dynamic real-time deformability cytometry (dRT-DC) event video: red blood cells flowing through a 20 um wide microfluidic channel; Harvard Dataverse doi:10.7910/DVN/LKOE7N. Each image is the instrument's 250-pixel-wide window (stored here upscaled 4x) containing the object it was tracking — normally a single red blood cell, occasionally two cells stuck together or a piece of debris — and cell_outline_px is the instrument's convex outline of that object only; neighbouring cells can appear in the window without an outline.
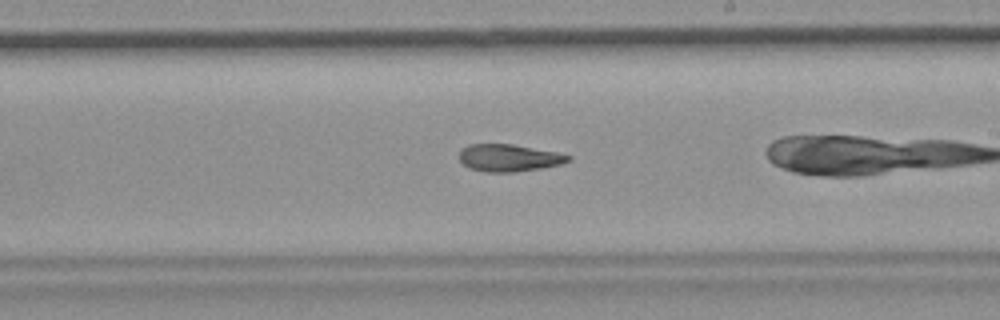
{"species": "common noctule bat (a hibernating species)", "species_latin": "Nyctalus noctula", "temperature_condition": "room temperature", "stored_images_in_passage": 40, "camera_frame_rate_fps": 3000, "um_per_image_px": 0.085, "animal": {"sex": "female", "body_mass_g": 19.9}, "frame": {"image": 1, "passage_image": 29, "time_ms": 9.333, "image_size_px": [1000, 320], "cell_outline_px": [[572, 160], [564, 164], [540, 168], [512, 172], [488, 172], [468, 168], [460, 160], [460, 148], [468, 144], [512, 144], [556, 152], [572, 156]], "centroid_in_image_um": [43.27, 13.41], "position_along_channel_um": 245.7, "area_um2": 17.34}}